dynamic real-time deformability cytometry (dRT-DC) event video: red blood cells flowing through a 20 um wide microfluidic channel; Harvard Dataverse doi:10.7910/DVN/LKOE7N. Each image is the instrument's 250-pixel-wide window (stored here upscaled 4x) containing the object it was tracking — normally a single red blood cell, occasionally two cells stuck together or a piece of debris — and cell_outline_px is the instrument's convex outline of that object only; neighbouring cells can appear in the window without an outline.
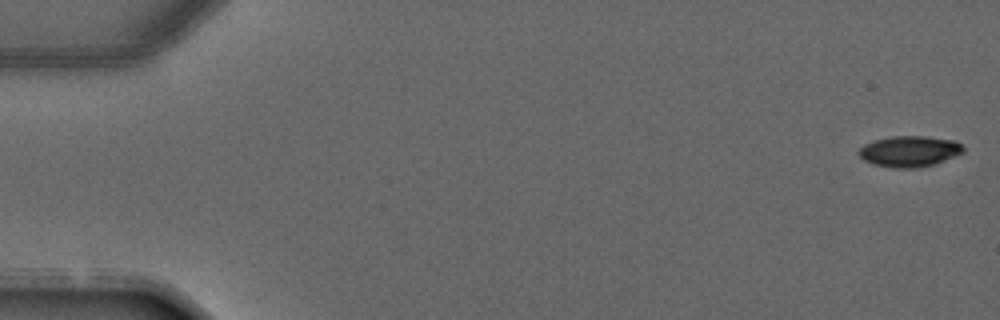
{"species": "common noctule bat (a hibernating species)", "species_latin": "Nyctalus noctula", "temperature_condition": "warm", "stored_images_in_passage": 4, "camera_frame_rate_fps": 3000, "um_per_image_px": 0.085, "animal": {"sex": "male", "forearm_length_mm": 52.5}, "frame": {"image": 1, "passage_image": 1, "time_ms": 0.0, "image_size_px": [1000, 320], "cell_outline_px": [[964, 152], [956, 156], [920, 168], [892, 168], [872, 164], [864, 160], [856, 152], [864, 144], [876, 140], [892, 136], [928, 136], [956, 140], [964, 148]], "centroid_in_image_um": [77.3, 12.86], "position_along_channel_um": 7.7, "area_um2": 18.96}}
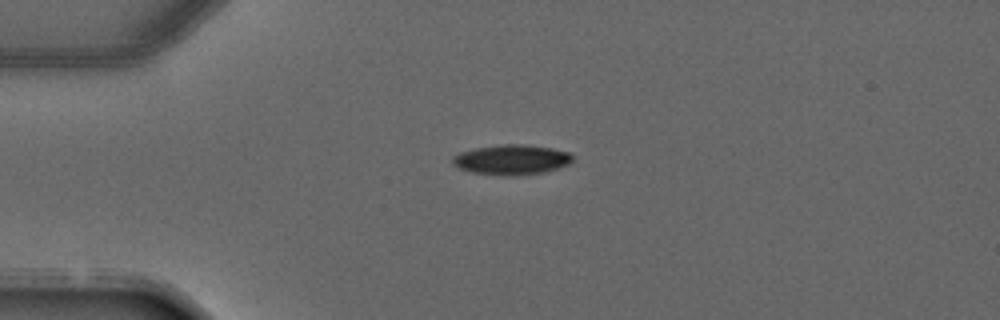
{"frame": {"image": 2, "passage_image": 3, "time_ms": 3.333, "image_size_px": [1000, 320], "cell_outline_px": [[572, 160], [568, 164], [544, 172], [516, 176], [500, 176], [472, 172], [460, 168], [452, 164], [452, 156], [460, 152], [476, 148], [500, 144], [528, 144], [552, 148], [568, 152], [572, 156]], "centroid_in_image_um": [43.46, 13.57], "position_along_channel_um": 41.5, "area_um2": 21.1}}
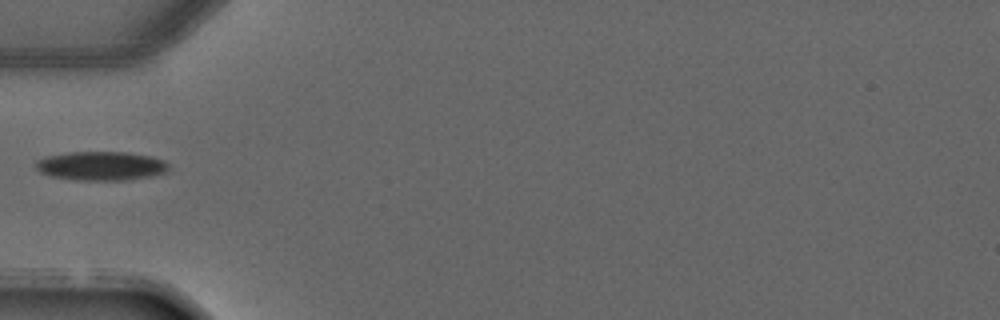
{"frame": {"image": 3, "passage_image": 4, "time_ms": 4.667, "image_size_px": [1000, 320], "cell_outline_px": [[168, 172], [152, 176], [128, 180], [76, 180], [48, 176], [40, 172], [36, 168], [36, 160], [44, 156], [68, 152], [124, 152], [148, 156], [164, 160], [168, 164]], "centroid_in_image_um": [8.56, 14.11], "position_along_channel_um": 76.4, "area_um2": 22.6}}